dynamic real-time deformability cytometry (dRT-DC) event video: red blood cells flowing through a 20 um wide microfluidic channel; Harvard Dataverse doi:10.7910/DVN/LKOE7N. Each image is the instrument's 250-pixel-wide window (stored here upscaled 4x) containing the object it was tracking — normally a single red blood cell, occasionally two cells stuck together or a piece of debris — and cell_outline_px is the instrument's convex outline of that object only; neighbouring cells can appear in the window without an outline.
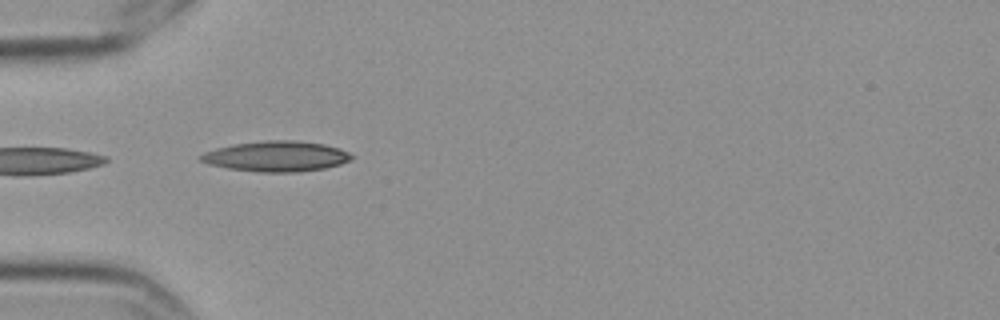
{"species": "Egyptian fruit bat (a non-hibernating species)", "species_latin": "Rousettus aegyptiacus", "temperature_condition": "cold", "stored_images_in_passage": 6, "camera_frame_rate_fps": 3000, "um_per_image_px": 0.085, "frame": {"image": 1, "passage_image": 5, "time_ms": 1.333, "image_size_px": [1000, 320], "cell_outline_px": [[356, 156], [352, 160], [340, 164], [324, 168], [300, 172], [256, 172], [228, 168], [208, 164], [200, 160], [200, 156], [204, 152], [216, 148], [236, 144], [264, 140], [296, 140], [324, 144], [340, 148]], "centroid_in_image_um": [23.53, 13.29], "position_along_channel_um": 61.5, "area_um2": 26.88}}
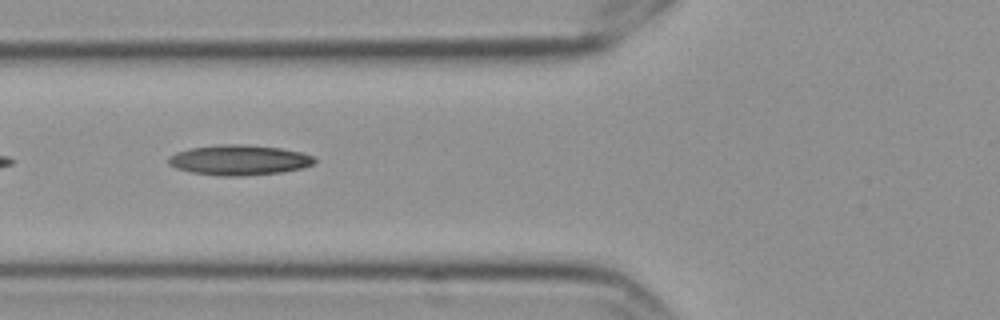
{"frame": {"image": 2, "passage_image": 6, "time_ms": 1.667, "image_size_px": [1000, 320], "cell_outline_px": [[316, 160], [312, 164], [300, 168], [280, 172], [240, 176], [220, 176], [192, 172], [176, 168], [168, 164], [168, 156], [176, 152], [192, 148], [220, 144], [244, 144], [280, 148], [300, 152], [312, 156]], "centroid_in_image_um": [20.28, 13.6], "position_along_channel_um": 105.5, "area_um2": 25.49}}